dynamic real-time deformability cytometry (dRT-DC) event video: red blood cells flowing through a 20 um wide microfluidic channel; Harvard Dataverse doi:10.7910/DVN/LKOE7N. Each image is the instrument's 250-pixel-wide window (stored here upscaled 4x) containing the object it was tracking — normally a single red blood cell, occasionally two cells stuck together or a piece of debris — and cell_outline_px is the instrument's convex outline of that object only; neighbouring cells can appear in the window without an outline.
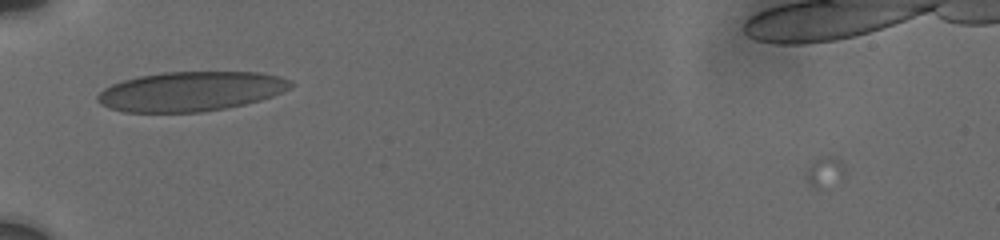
{"species": "human", "species_latin": "Homo sapiens", "temperature_condition": "cold", "stored_images_in_passage": 15, "camera_frame_rate_fps": 3000, "um_per_image_px": 0.085, "donor": {"sex": "male"}, "frame": {"image": 1, "passage_image": 2, "time_ms": 0.333, "image_size_px": [1000, 240], "cell_outline_px": [[292, 88], [272, 96], [260, 100], [244, 104], [224, 108], [200, 112], [124, 112], [108, 108], [100, 104], [96, 100], [96, 96], [104, 88], [112, 84], [124, 80], [140, 76], [160, 72], [260, 72], [280, 76], [288, 80], [292, 84]], "centroid_in_image_um": [16.19, 7.76], "position_along_channel_um": 68.8, "area_um2": 44.56}}
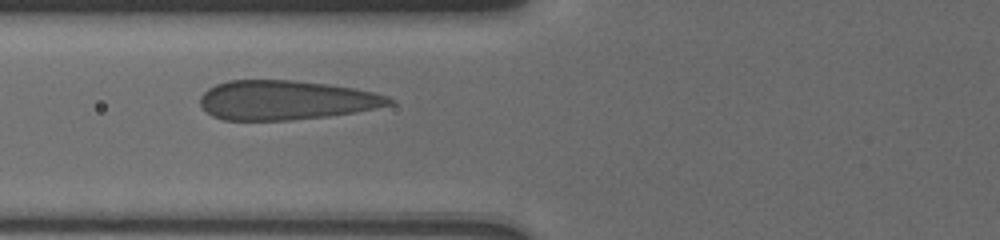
{"frame": {"image": 2, "passage_image": 8, "time_ms": 1.333, "image_size_px": [1000, 240], "cell_outline_px": [[396, 100], [392, 104], [356, 112], [328, 116], [288, 120], [224, 120], [212, 116], [200, 104], [200, 96], [208, 88], [216, 84], [228, 80], [292, 80], [328, 84], [352, 88], [372, 92], [388, 96]], "centroid_in_image_um": [24.28, 8.51], "position_along_channel_um": 101.5, "area_um2": 43.29}}
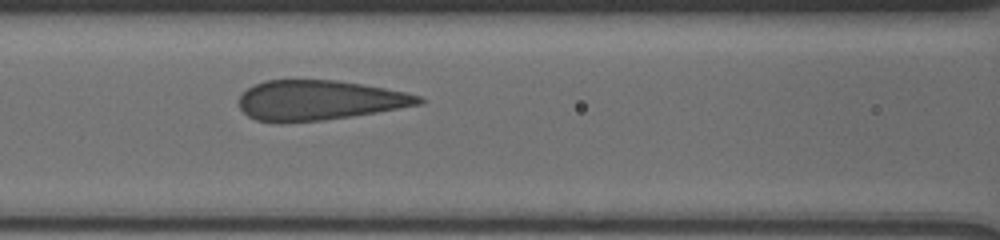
{"frame": {"image": 3, "passage_image": 14, "time_ms": 2.333, "image_size_px": [1000, 240], "cell_outline_px": [[424, 104], [352, 116], [324, 120], [280, 124], [276, 124], [256, 120], [248, 116], [240, 108], [240, 96], [252, 84], [264, 80], [336, 80], [384, 88], [404, 92], [420, 96], [424, 100]], "centroid_in_image_um": [27.09, 8.54], "position_along_channel_um": 139.5, "area_um2": 42.02}}